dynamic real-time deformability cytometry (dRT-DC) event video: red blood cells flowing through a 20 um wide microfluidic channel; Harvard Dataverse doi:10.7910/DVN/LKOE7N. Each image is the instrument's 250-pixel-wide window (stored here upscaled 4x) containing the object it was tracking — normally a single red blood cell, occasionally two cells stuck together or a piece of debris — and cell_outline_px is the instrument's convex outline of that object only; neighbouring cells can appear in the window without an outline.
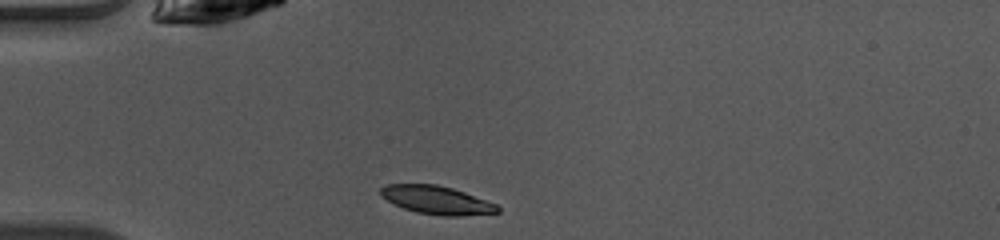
{"species": "common noctule bat (a hibernating species)", "species_latin": "Nyctalus noctula", "temperature_condition": "warm", "stored_images_in_passage": 36, "camera_frame_rate_fps": 3000, "um_per_image_px": 0.085, "animal": {"sex": "female", "body_mass_g": 10.0, "forearm_length_mm": 53.1}, "frame": {"image": 1, "passage_image": 1, "time_ms": 0.0, "image_size_px": [1000, 240], "cell_outline_px": [[500, 212], [460, 216], [444, 216], [416, 212], [404, 208], [380, 196], [380, 188], [388, 184], [436, 184], [452, 188], [464, 192], [496, 204], [500, 208]], "centroid_in_image_um": [37.12, 17.0], "position_along_channel_um": 47.9, "area_um2": 19.07}}
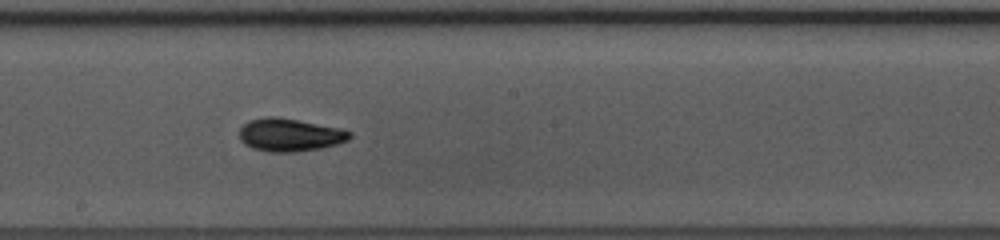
{"frame": {"image": 2, "passage_image": 15, "time_ms": 4.667, "image_size_px": [1000, 240], "cell_outline_px": [[352, 136], [348, 140], [336, 144], [320, 148], [296, 152], [268, 152], [252, 148], [244, 144], [240, 140], [240, 128], [248, 120], [268, 116], [276, 116], [336, 128], [352, 132]], "centroid_in_image_um": [24.58, 11.47], "position_along_channel_um": 223.6, "area_um2": 20.98}}
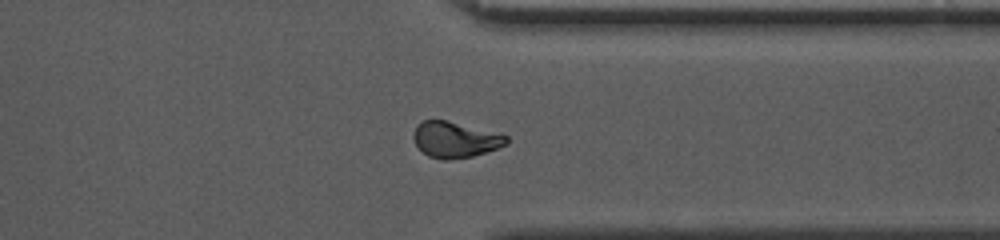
{"frame": {"image": 3, "passage_image": 26, "time_ms": 8.333, "image_size_px": [1000, 240], "cell_outline_px": [[508, 144], [472, 156], [444, 160], [428, 156], [416, 144], [412, 136], [416, 124], [424, 120], [444, 120], [500, 132], [508, 136]], "centroid_in_image_um": [38.7, 11.85], "position_along_channel_um": 372.7, "area_um2": 19.42}, "authors_computed_cell_mechanics": {"area_um2": 19.7387, "velocity_mm_per_s": 4.0808, "shape_relaxation_time_tau1_ms": 3.2308, "shape_relaxation_time_tau2_ms": 1.9626, "deformation_change_tau1": 0.1265, "deformation_change_tau2": 0.0532}}